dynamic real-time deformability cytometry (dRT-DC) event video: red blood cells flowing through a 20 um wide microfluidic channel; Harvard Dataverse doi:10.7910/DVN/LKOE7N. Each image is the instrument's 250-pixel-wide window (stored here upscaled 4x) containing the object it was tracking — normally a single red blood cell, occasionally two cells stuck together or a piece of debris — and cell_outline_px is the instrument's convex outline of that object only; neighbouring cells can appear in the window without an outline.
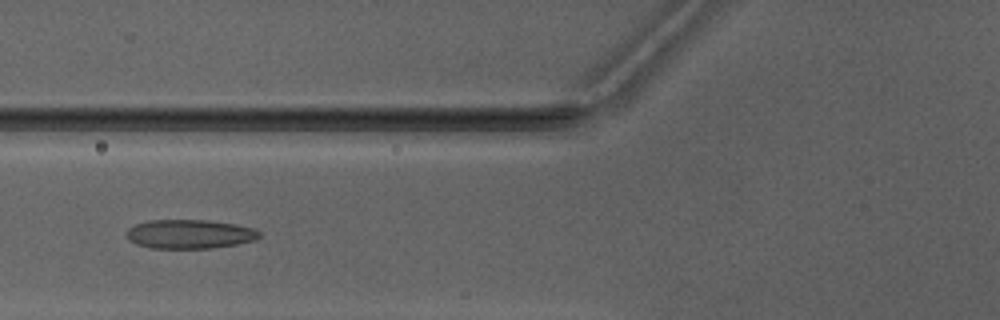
{"species": "Egyptian fruit bat (a non-hibernating species)", "species_latin": "Rousettus aegyptiacus", "temperature_condition": "warm", "stored_images_in_passage": 6, "camera_frame_rate_fps": 3000, "um_per_image_px": 0.085, "animal": {"sex": "male"}, "frame": {"image": 1, "passage_image": 5, "time_ms": 5.667, "image_size_px": [1000, 320], "cell_outline_px": [[260, 236], [256, 240], [236, 244], [212, 248], [148, 248], [136, 244], [128, 240], [128, 228], [136, 224], [148, 220], [208, 220], [236, 224], [256, 228], [260, 232]], "centroid_in_image_um": [16.14, 19.89], "position_along_channel_um": 109.7, "area_um2": 22.6}}
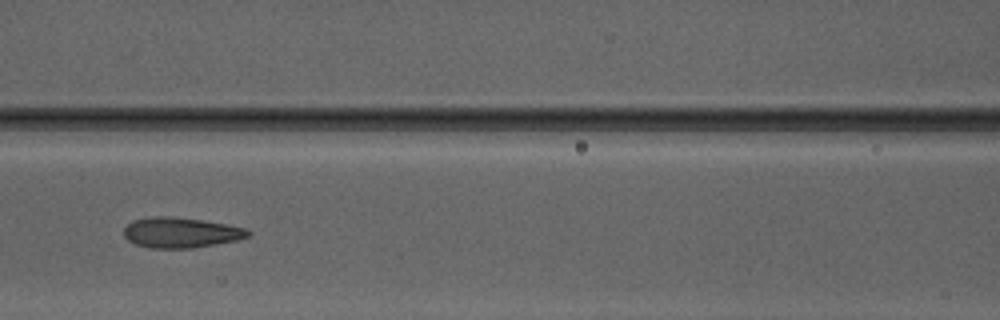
{"frame": {"image": 2, "passage_image": 6, "time_ms": 6.667, "image_size_px": [1000, 320], "cell_outline_px": [[252, 232], [248, 236], [236, 240], [216, 244], [192, 248], [148, 248], [136, 244], [128, 240], [124, 236], [124, 228], [132, 220], [156, 216], [168, 216], [200, 220], [248, 228]], "centroid_in_image_um": [15.36, 19.77], "position_along_channel_um": 151.2, "area_um2": 21.85}}